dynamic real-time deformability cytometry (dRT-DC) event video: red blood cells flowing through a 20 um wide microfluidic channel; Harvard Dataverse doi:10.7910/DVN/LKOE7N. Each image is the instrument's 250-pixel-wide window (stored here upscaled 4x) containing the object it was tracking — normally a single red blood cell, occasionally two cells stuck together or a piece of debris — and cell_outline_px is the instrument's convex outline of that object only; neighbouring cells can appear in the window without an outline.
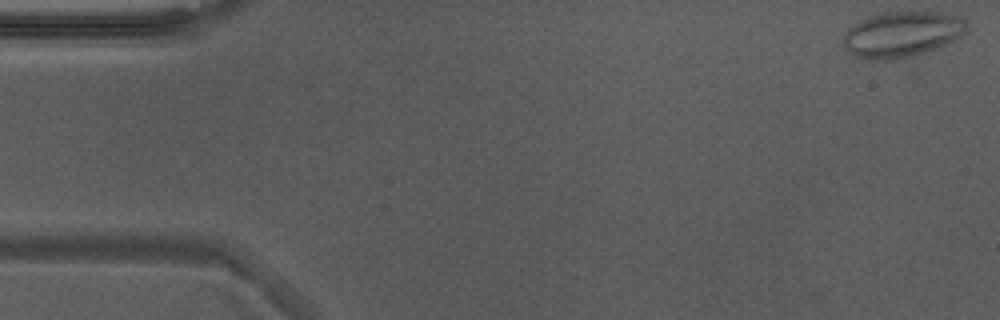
{"species": "Egyptian fruit bat (a non-hibernating species)", "species_latin": "Rousettus aegyptiacus", "temperature_condition": "warm", "stored_images_in_passage": 11, "camera_frame_rate_fps": 3000, "um_per_image_px": 0.085, "animal": {"sex": "male"}, "frame": {"image": 1, "passage_image": 1, "time_ms": 0.0, "image_size_px": [1000, 320], "cell_outline_px": [[968, 24], [964, 32], [960, 36], [944, 44], [924, 52], [912, 56], [892, 60], [868, 60], [856, 56], [848, 52], [844, 48], [844, 32], [848, 28], [860, 20], [868, 16], [888, 12], [944, 12], [960, 16]], "centroid_in_image_um": [76.63, 2.91], "position_along_channel_um": 8.4, "area_um2": 32.77}}